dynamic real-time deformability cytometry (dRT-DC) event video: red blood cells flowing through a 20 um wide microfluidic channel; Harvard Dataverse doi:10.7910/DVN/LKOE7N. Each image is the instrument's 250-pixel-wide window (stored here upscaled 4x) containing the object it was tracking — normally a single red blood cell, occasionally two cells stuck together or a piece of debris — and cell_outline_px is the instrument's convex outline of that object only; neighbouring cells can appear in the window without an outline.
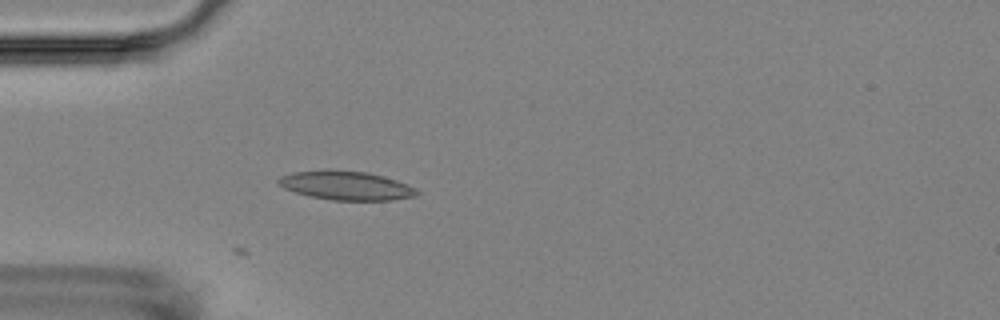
{"species": "Egyptian fruit bat (a non-hibernating species)", "species_latin": "Rousettus aegyptiacus", "temperature_condition": "room temperature", "stored_images_in_passage": 1, "camera_frame_rate_fps": 3000, "um_per_image_px": 0.085, "animal": {"sex": "female"}, "frame": {"image": 1, "passage_image": 1, "time_ms": 0.0, "image_size_px": [1000, 320], "cell_outline_px": [[420, 192], [416, 196], [392, 200], [332, 200], [308, 196], [284, 188], [276, 184], [276, 180], [280, 176], [292, 172], [328, 168], [368, 172], [396, 180], [408, 184], [416, 188]], "centroid_in_image_um": [29.38, 15.75], "position_along_channel_um": 55.6, "area_um2": 23.81}}